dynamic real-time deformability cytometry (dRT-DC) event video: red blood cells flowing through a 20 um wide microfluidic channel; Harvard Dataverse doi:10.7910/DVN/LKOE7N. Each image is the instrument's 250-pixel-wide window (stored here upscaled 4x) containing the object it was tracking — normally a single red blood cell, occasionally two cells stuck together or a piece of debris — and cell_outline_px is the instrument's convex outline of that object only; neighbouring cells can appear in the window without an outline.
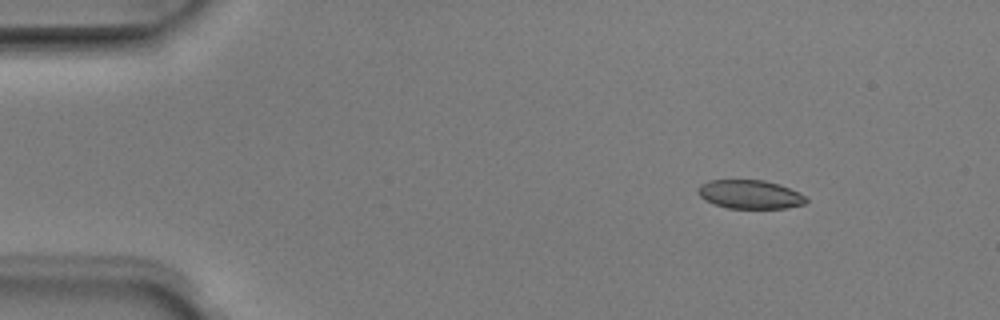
{"species": "Egyptian fruit bat (a non-hibernating species)", "species_latin": "Rousettus aegyptiacus", "temperature_condition": "room temperature", "stored_images_in_passage": 4, "camera_frame_rate_fps": 3000, "um_per_image_px": 0.085, "animal": {"sex": "male"}, "frame": {"image": 1, "passage_image": 2, "time_ms": 0.333, "image_size_px": [1000, 320], "cell_outline_px": [[808, 200], [804, 204], [788, 208], [728, 208], [704, 200], [696, 192], [696, 188], [700, 184], [708, 180], [764, 180], [780, 184], [800, 192]], "centroid_in_image_um": [63.73, 16.51], "position_along_channel_um": 21.3, "area_um2": 18.26}}